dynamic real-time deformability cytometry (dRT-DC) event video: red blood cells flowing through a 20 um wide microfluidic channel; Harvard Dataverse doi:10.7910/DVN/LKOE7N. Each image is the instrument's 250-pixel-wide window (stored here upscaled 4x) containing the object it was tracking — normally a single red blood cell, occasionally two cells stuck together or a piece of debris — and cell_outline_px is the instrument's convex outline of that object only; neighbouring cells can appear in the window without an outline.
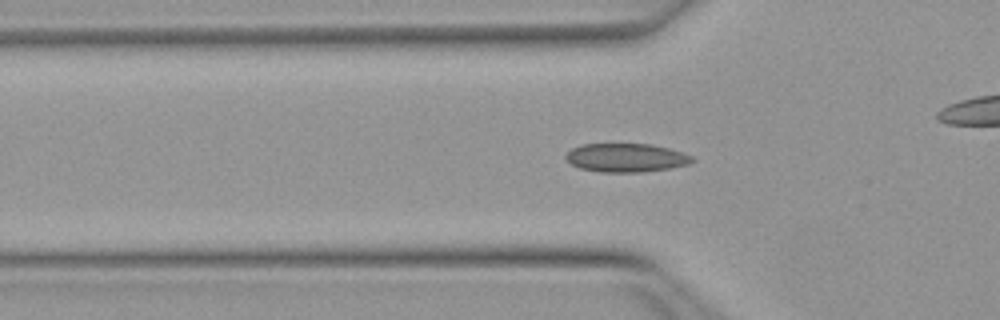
{"species": "Egyptian fruit bat (a non-hibernating species)", "species_latin": "Rousettus aegyptiacus", "temperature_condition": "warm", "stored_images_in_passage": 42, "camera_frame_rate_fps": 3000, "um_per_image_px": 0.085, "animal": {"sex": "female"}, "frame": {"image": 1, "passage_image": 7, "time_ms": 2.0, "image_size_px": [1000, 320], "cell_outline_px": [[696, 160], [688, 164], [668, 168], [640, 172], [600, 172], [580, 168], [572, 164], [564, 156], [572, 148], [584, 144], [652, 144], [668, 148], [692, 156]], "centroid_in_image_um": [53.21, 13.4], "position_along_channel_um": 72.6, "area_um2": 20.87}}
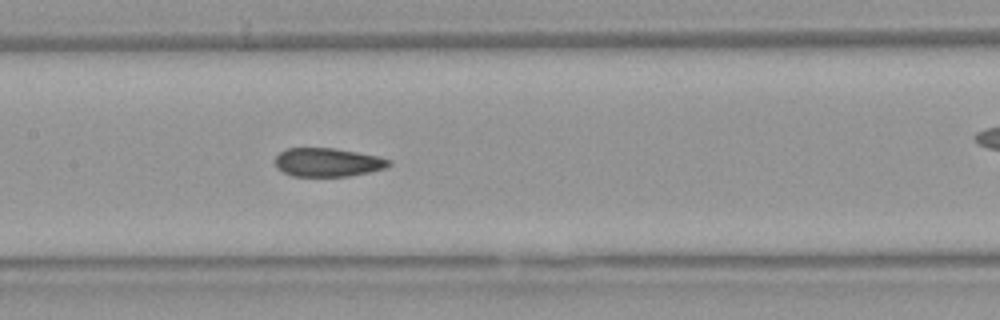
{"frame": {"image": 2, "passage_image": 15, "time_ms": 4.667, "image_size_px": [1000, 320], "cell_outline_px": [[392, 164], [388, 168], [348, 176], [292, 176], [276, 168], [276, 156], [280, 152], [288, 148], [336, 148], [380, 156], [392, 160]], "centroid_in_image_um": [27.91, 13.79], "position_along_channel_um": 179.5, "area_um2": 19.13}}
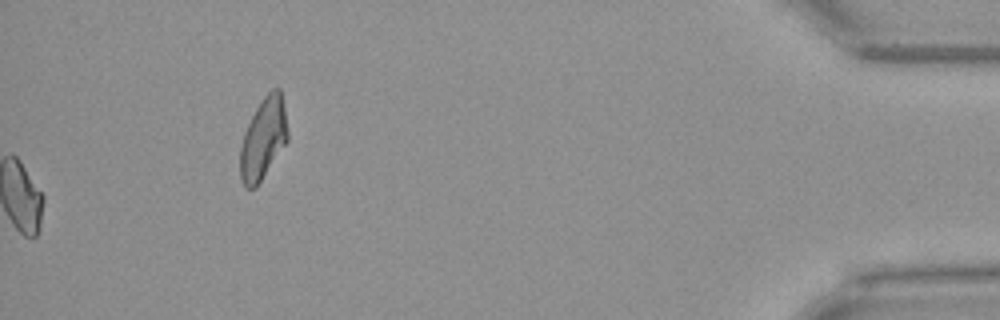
{"frame": {"image": 3, "passage_image": 42, "time_ms": 13.667, "image_size_px": [1000, 320], "cell_outline_px": [[288, 140], [256, 188], [244, 188], [240, 176], [240, 148], [244, 132], [256, 108], [264, 96], [272, 88], [280, 88], [284, 108], [288, 132]], "centroid_in_image_um": [22.37, 11.81], "position_along_channel_um": 412.8, "area_um2": 22.43}, "authors_computed_cell_mechanics": {"area_um2": 19.4208, "velocity_mm_per_s": 3.9945, "shape_relaxation_time_tau1_ms": null, "shape_relaxation_time_tau2_ms": 1.5519, "deformation_change_tau1": null, "deformation_change_tau2": 0.0671}}